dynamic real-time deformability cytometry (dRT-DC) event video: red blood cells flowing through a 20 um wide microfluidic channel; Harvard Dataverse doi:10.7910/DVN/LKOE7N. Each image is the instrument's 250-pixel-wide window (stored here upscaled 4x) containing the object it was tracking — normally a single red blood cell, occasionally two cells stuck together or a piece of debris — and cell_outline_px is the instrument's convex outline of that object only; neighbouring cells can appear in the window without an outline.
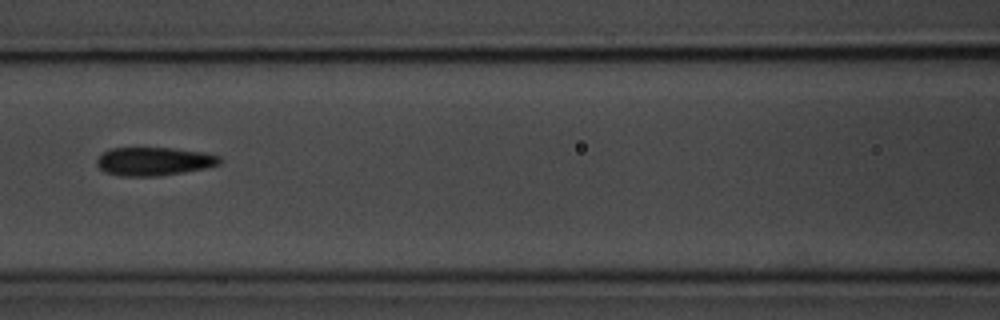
{"species": "common noctule bat (a hibernating species)", "species_latin": "Nyctalus noctula", "temperature_condition": "room temperature", "stored_images_in_passage": 5, "camera_frame_rate_fps": 3000, "um_per_image_px": 0.085, "animal": {"sex": "male", "body_mass_g": 20.1, "forearm_length_mm": 53.5}, "frame": {"image": 1, "passage_image": 5, "time_ms": 5.333, "image_size_px": [1000, 320], "cell_outline_px": [[220, 164], [204, 168], [184, 172], [156, 176], [120, 176], [104, 172], [96, 164], [96, 160], [104, 152], [112, 148], [172, 148], [204, 152], [220, 156]], "centroid_in_image_um": [13.07, 13.72], "position_along_channel_um": 153.5, "area_um2": 20.23}}